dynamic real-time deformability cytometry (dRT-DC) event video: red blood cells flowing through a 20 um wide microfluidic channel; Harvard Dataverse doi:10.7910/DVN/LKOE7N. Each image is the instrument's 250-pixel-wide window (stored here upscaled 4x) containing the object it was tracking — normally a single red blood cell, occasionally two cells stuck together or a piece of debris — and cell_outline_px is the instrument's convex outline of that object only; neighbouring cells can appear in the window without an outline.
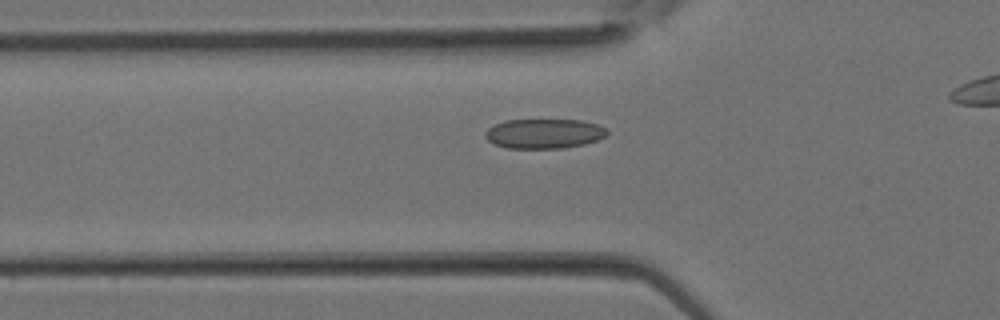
{"species": "Egyptian fruit bat (a non-hibernating species)", "species_latin": "Rousettus aegyptiacus", "temperature_condition": "room temperature", "stored_images_in_passage": 23, "camera_frame_rate_fps": 3000, "um_per_image_px": 0.085, "animal": {"sex": "female"}, "frame": {"image": 1, "passage_image": 6, "time_ms": 1.667, "image_size_px": [1000, 320], "cell_outline_px": [[608, 132], [604, 136], [596, 140], [584, 144], [564, 148], [504, 148], [492, 144], [484, 136], [484, 132], [488, 128], [504, 120], [580, 120], [596, 124], [604, 128]], "centroid_in_image_um": [46.18, 11.36], "position_along_channel_um": 79.6, "area_um2": 21.04}}
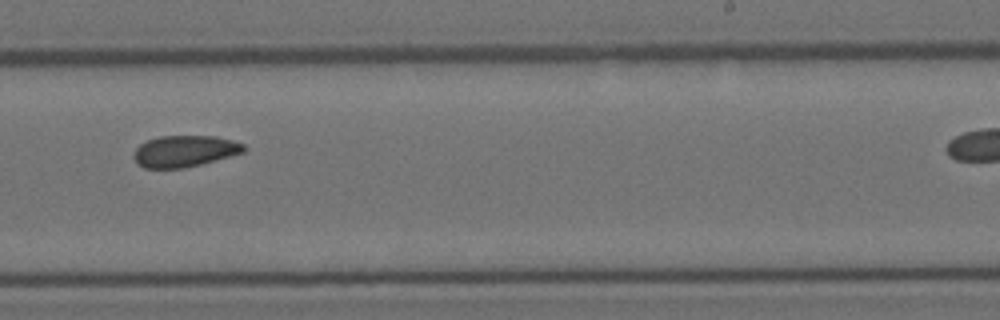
{"frame": {"image": 2, "passage_image": 15, "time_ms": 4.667, "image_size_px": [1000, 320], "cell_outline_px": [[244, 152], [200, 164], [184, 168], [144, 168], [136, 164], [132, 156], [136, 148], [140, 144], [148, 140], [160, 136], [216, 136], [232, 140], [244, 144]], "centroid_in_image_um": [15.64, 12.85], "position_along_channel_um": 273.4, "area_um2": 20.11}}
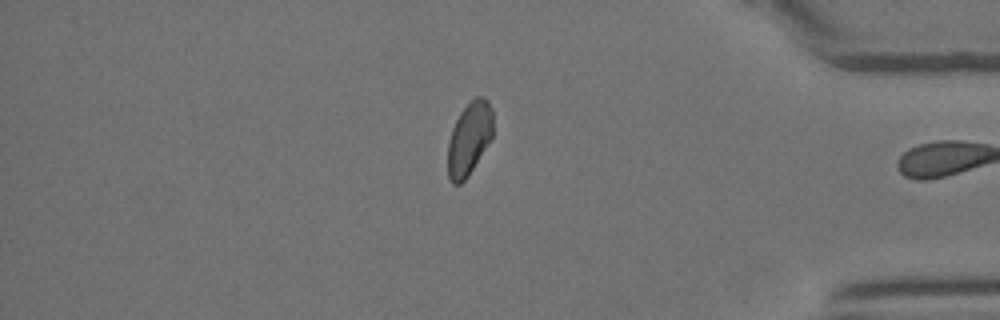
{"frame": {"image": 3, "passage_image": 22, "time_ms": 7.0, "image_size_px": [1000, 320], "cell_outline_px": [[492, 136], [468, 176], [460, 184], [452, 184], [448, 176], [448, 140], [452, 128], [460, 112], [476, 96], [484, 96], [488, 100], [492, 108]], "centroid_in_image_um": [39.87, 11.77], "position_along_channel_um": 395.3, "area_um2": 19.07}}